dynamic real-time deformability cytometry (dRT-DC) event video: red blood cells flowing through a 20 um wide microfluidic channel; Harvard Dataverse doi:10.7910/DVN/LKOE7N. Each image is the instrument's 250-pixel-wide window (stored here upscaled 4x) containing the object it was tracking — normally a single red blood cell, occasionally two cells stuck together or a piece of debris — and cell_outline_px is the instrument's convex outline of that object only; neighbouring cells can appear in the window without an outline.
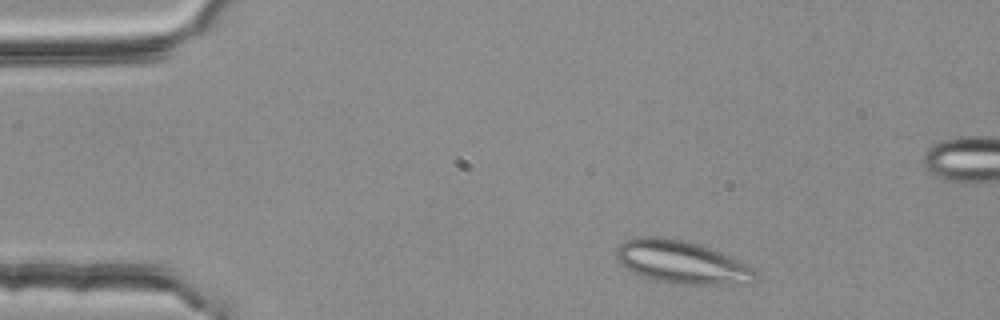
{"species": "common noctule bat (a hibernating species)", "species_latin": "Nyctalus noctula", "temperature_condition": "room temperature", "stored_images_in_passage": 2, "camera_frame_rate_fps": 3000, "um_per_image_px": 0.085, "animal": {"sex": "female", "body_mass_g": 25.1}, "frame": {"image": 1, "passage_image": 1, "time_ms": 0.0, "image_size_px": [1000, 320], "cell_outline_px": [[760, 276], [752, 284], [684, 284], [656, 280], [640, 276], [632, 272], [620, 264], [616, 256], [616, 248], [624, 240], [640, 236], [652, 236], [684, 240], [720, 252], [752, 268]], "centroid_in_image_um": [57.93, 22.3], "position_along_channel_um": 27.1, "area_um2": 34.56}}